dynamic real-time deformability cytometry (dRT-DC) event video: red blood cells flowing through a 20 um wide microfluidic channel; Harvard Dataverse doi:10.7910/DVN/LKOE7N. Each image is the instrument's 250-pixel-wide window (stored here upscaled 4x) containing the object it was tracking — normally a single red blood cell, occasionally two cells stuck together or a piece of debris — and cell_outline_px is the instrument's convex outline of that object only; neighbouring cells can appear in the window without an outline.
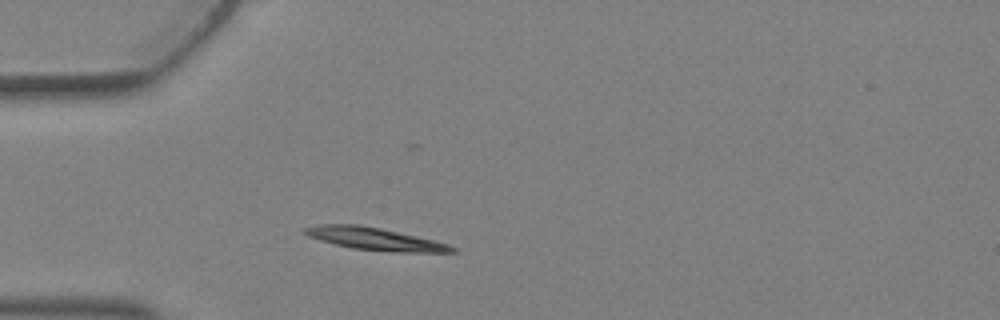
{"species": "Egyptian fruit bat (a non-hibernating species)", "species_latin": "Rousettus aegyptiacus", "temperature_condition": "warm", "stored_images_in_passage": 1, "camera_frame_rate_fps": 3000, "um_per_image_px": 0.085, "animal": {"sex": "female"}, "frame": {"image": 1, "passage_image": 1, "time_ms": 0.0, "image_size_px": [1000, 320], "cell_outline_px": [[456, 252], [404, 252], [352, 248], [320, 240], [308, 236], [300, 228], [320, 224], [360, 224], [380, 228], [416, 236], [448, 244], [456, 248]], "centroid_in_image_um": [31.81, 20.29], "position_along_channel_um": 53.2, "area_um2": 18.96}}